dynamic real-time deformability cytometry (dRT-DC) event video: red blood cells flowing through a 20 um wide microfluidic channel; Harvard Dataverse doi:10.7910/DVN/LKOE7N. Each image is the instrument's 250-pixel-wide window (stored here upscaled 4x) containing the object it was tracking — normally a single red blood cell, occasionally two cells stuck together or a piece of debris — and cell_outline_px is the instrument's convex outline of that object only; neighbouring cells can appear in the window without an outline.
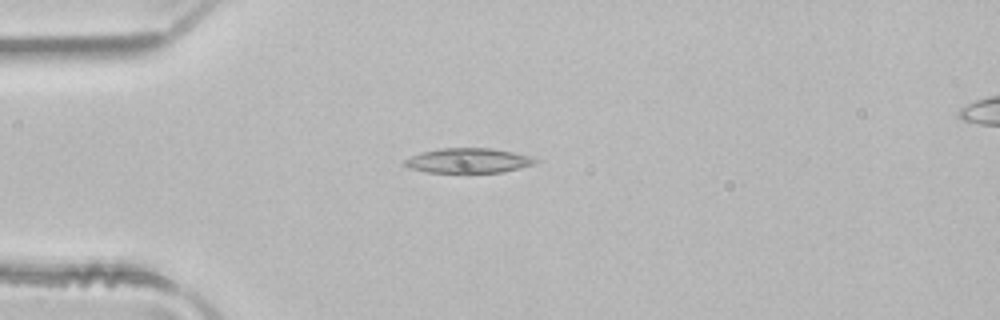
{"species": "common noctule bat (a hibernating species)", "species_latin": "Nyctalus noctula", "temperature_condition": "room temperature", "stored_images_in_passage": 4, "camera_frame_rate_fps": 3000, "um_per_image_px": 0.085, "animal": {"sex": "male", "body_mass_g": 21.5, "forearm_length_mm": 52.0}, "frame": {"image": 1, "passage_image": 4, "time_ms": 1.0, "image_size_px": [1000, 320], "cell_outline_px": [[536, 164], [504, 172], [468, 176], [464, 176], [428, 172], [412, 168], [404, 164], [404, 160], [412, 156], [424, 152], [440, 148], [492, 148], [512, 152], [528, 156], [536, 160]], "centroid_in_image_um": [39.82, 13.71], "position_along_channel_um": 45.2, "area_um2": 19.65}}